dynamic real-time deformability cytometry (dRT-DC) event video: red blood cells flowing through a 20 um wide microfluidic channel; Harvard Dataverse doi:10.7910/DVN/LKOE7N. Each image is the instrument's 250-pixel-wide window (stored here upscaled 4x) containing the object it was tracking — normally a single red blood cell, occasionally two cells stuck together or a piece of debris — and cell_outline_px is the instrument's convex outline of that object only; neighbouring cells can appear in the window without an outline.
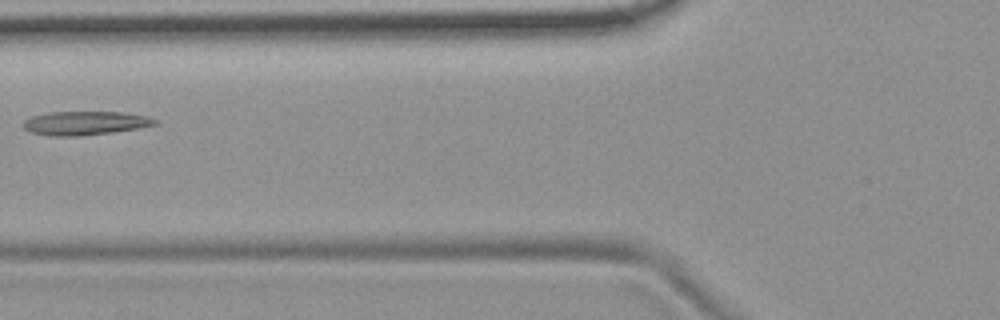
{"species": "common noctule bat (a hibernating species)", "species_latin": "Nyctalus noctula", "temperature_condition": "room temperature", "stored_images_in_passage": 6, "camera_frame_rate_fps": 3000, "um_per_image_px": 0.085, "animal": {"sex": "female", "body_mass_g": 19.9}, "frame": {"image": 1, "passage_image": 5, "time_ms": 5.333, "image_size_px": [1000, 320], "cell_outline_px": [[156, 124], [136, 128], [112, 132], [76, 136], [52, 136], [32, 132], [24, 128], [24, 120], [32, 116], [48, 112], [124, 112], [148, 116], [156, 120]], "centroid_in_image_um": [7.21, 10.45], "position_along_channel_um": 118.6, "area_um2": 17.98}}
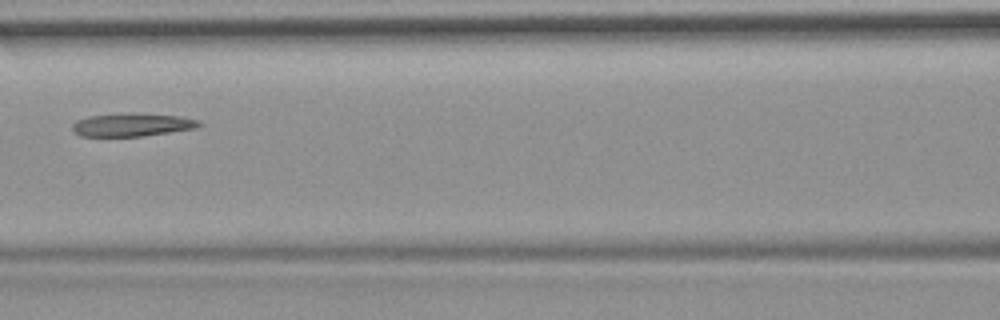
{"frame": {"image": 2, "passage_image": 6, "time_ms": 6.333, "image_size_px": [1000, 320], "cell_outline_px": [[204, 124], [196, 128], [140, 136], [80, 136], [72, 128], [72, 124], [76, 120], [88, 116], [128, 112], [132, 112], [180, 116], [200, 120]], "centroid_in_image_um": [11.24, 10.58], "position_along_channel_um": 155.4, "area_um2": 17.22}}